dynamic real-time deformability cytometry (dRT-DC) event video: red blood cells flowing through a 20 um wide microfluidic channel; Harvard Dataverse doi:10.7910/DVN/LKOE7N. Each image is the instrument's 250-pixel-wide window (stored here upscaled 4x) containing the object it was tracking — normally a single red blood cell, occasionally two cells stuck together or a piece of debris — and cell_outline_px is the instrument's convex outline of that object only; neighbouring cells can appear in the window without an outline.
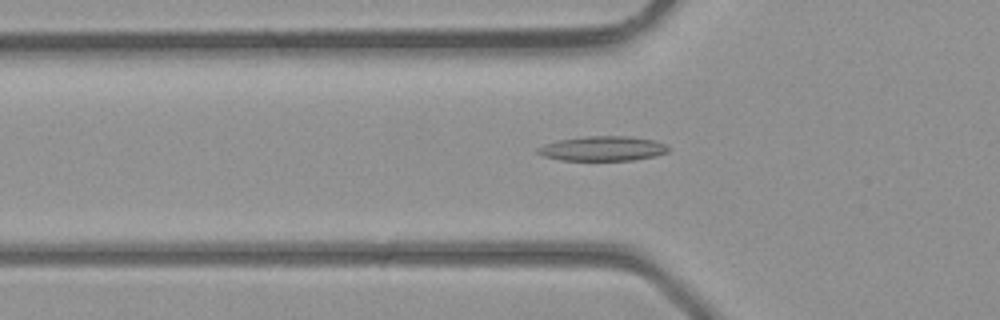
{"species": "common noctule bat (a hibernating species)", "species_latin": "Nyctalus noctula", "temperature_condition": "room temperature", "stored_images_in_passage": 33, "camera_frame_rate_fps": 3000, "um_per_image_px": 0.085, "animal": {"sex": "male", "body_mass_g": 23.1, "forearm_length_mm": 52.7}, "frame": {"image": 1, "passage_image": 8, "time_ms": 2.333, "image_size_px": [1000, 320], "cell_outline_px": [[668, 152], [652, 156], [632, 160], [560, 160], [544, 156], [536, 152], [536, 148], [544, 144], [556, 140], [584, 136], [628, 136], [652, 140], [664, 144], [668, 148]], "centroid_in_image_um": [51.15, 12.62], "position_along_channel_um": 74.6, "area_um2": 18.67}}
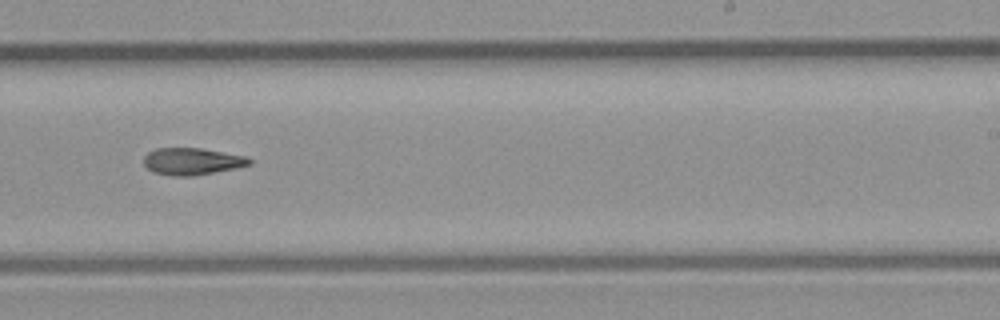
{"frame": {"image": 2, "passage_image": 19, "time_ms": 6.0, "image_size_px": [1000, 320], "cell_outline_px": [[252, 164], [236, 168], [192, 176], [172, 176], [152, 172], [144, 164], [144, 156], [148, 152], [156, 148], [200, 148], [248, 156], [252, 160]], "centroid_in_image_um": [16.34, 13.71], "position_along_channel_um": 272.7, "area_um2": 16.7}}
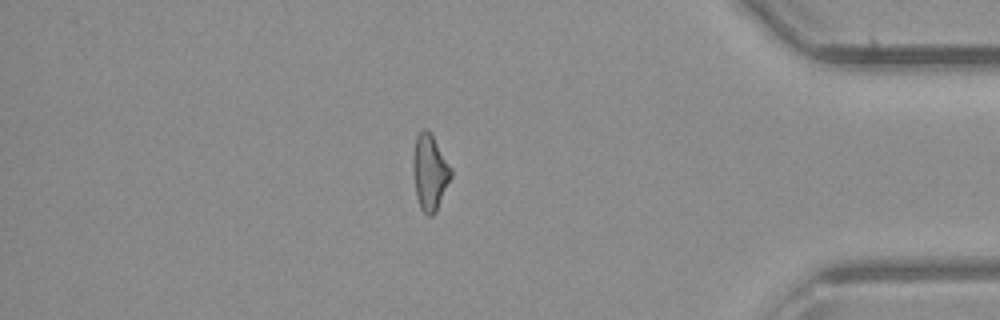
{"frame": {"image": 3, "passage_image": 28, "time_ms": 9.0, "image_size_px": [1000, 320], "cell_outline_px": [[452, 176], [436, 212], [432, 216], [428, 216], [420, 208], [416, 196], [412, 168], [412, 156], [416, 136], [420, 128], [424, 128], [432, 136], [452, 168]], "centroid_in_image_um": [36.51, 14.65], "position_along_channel_um": 398.7, "area_um2": 16.88}}